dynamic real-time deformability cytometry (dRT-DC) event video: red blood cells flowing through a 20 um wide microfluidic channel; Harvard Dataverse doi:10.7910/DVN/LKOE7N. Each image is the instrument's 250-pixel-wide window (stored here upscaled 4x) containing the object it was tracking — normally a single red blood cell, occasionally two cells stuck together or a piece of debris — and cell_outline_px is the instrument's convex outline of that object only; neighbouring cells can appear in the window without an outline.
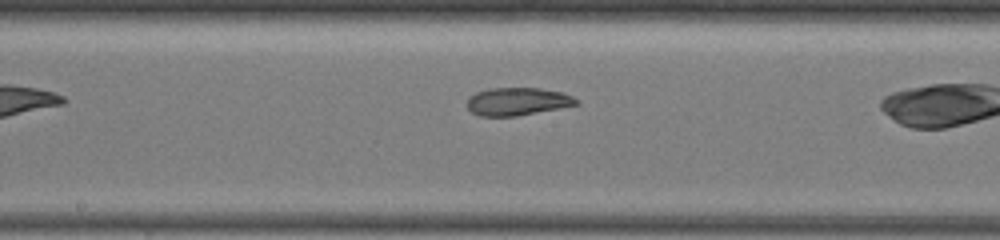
{"species": "common noctule bat (a hibernating species)", "species_latin": "Nyctalus noctula", "temperature_condition": "warm", "stored_images_in_passage": 21, "camera_frame_rate_fps": 3000, "um_per_image_px": 0.085, "animal": {"sex": "female", "body_mass_g": 19.5, "forearm_length_mm": 54.1}, "frame": {"image": 1, "passage_image": 15, "time_ms": 4.667, "image_size_px": [1000, 240], "cell_outline_px": [[580, 104], [560, 108], [516, 116], [480, 116], [472, 112], [468, 108], [468, 96], [476, 92], [488, 88], [540, 88], [564, 92], [572, 96]], "centroid_in_image_um": [43.98, 8.62], "position_along_channel_um": 204.2, "area_um2": 17.74}}